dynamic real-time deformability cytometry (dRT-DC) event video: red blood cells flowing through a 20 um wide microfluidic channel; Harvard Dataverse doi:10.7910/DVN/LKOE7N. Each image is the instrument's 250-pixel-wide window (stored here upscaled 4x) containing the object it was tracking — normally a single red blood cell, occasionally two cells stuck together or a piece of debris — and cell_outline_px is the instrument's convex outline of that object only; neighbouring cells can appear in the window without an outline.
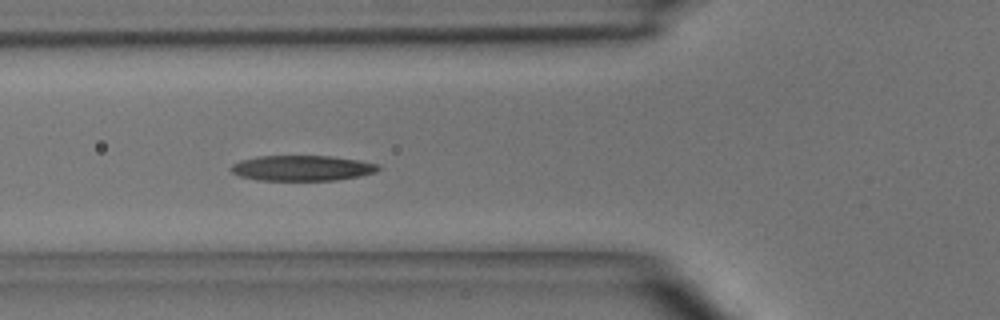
{"species": "common noctule bat (a hibernating species)", "species_latin": "Nyctalus noctula", "temperature_condition": "room temperature", "stored_images_in_passage": 4, "camera_frame_rate_fps": 3000, "um_per_image_px": 0.085, "animal": {"sex": "male", "body_mass_g": 15.6}, "frame": {"image": 1, "passage_image": 4, "time_ms": 3.333, "image_size_px": [1000, 320], "cell_outline_px": [[380, 168], [376, 172], [360, 176], [336, 180], [256, 180], [240, 176], [232, 172], [232, 164], [240, 160], [260, 156], [332, 156], [360, 160], [380, 164]], "centroid_in_image_um": [25.72, 14.28], "position_along_channel_um": 100.1, "area_um2": 21.85}}